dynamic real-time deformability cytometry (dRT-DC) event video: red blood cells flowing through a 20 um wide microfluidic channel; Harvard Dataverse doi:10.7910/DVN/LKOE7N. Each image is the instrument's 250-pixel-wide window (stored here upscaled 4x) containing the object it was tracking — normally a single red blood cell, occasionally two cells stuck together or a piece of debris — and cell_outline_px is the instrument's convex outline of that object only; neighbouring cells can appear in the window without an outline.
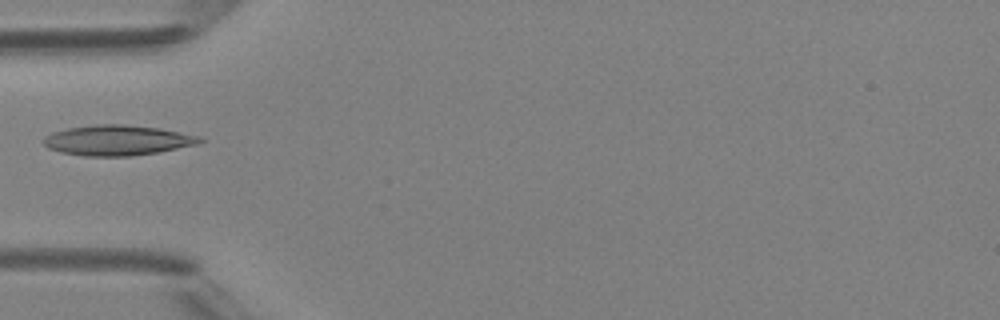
{"species": "Egyptian fruit bat (a non-hibernating species)", "species_latin": "Rousettus aegyptiacus", "temperature_condition": "room temperature", "stored_images_in_passage": 6, "camera_frame_rate_fps": 3000, "um_per_image_px": 0.085, "animal": {"sex": "female"}, "frame": {"image": 1, "passage_image": 5, "time_ms": 4.667, "image_size_px": [1000, 320], "cell_outline_px": [[204, 140], [200, 144], [160, 152], [132, 156], [84, 156], [60, 152], [48, 148], [44, 144], [44, 136], [52, 132], [68, 128], [96, 124], [124, 124], [160, 128], [200, 136]], "centroid_in_image_um": [10.01, 11.92], "position_along_channel_um": 75.0, "area_um2": 27.8}}
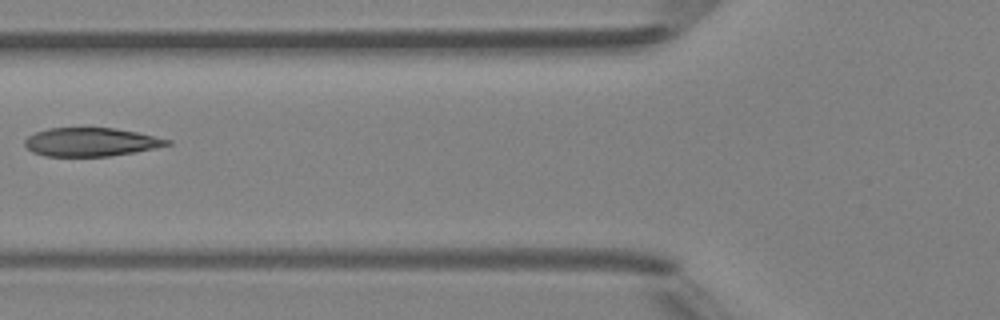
{"frame": {"image": 2, "passage_image": 6, "time_ms": 5.667, "image_size_px": [1000, 320], "cell_outline_px": [[172, 144], [132, 152], [108, 156], [44, 156], [32, 152], [24, 144], [24, 140], [28, 136], [36, 132], [48, 128], [116, 128], [136, 132], [172, 140]], "centroid_in_image_um": [7.69, 12.07], "position_along_channel_um": 118.1, "area_um2": 23.47}}